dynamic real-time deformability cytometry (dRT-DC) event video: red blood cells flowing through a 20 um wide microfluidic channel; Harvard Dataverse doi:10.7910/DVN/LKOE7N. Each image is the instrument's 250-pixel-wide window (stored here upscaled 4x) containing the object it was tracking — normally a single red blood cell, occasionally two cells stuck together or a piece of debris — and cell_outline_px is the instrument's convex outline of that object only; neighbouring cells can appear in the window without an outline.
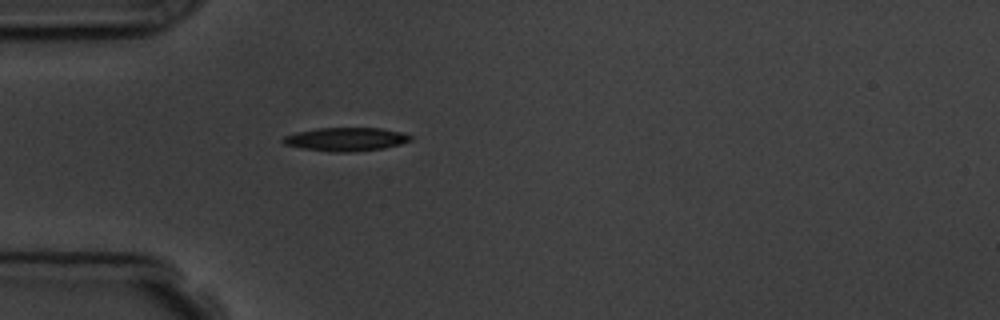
{"species": "common noctule bat (a hibernating species)", "species_latin": "Nyctalus noctula", "temperature_condition": "room temperature", "stored_images_in_passage": 1, "camera_frame_rate_fps": 3000, "um_per_image_px": 0.085, "animal": {"sex": "male", "body_mass_g": 19.5, "forearm_length_mm": 54.6}, "frame": {"image": 1, "passage_image": 1, "time_ms": 0.0, "image_size_px": [1000, 320], "cell_outline_px": [[412, 140], [400, 144], [384, 148], [348, 152], [332, 152], [300, 148], [284, 144], [280, 140], [284, 136], [296, 132], [320, 128], [380, 128], [400, 132], [412, 136]], "centroid_in_image_um": [29.37, 11.84], "position_along_channel_um": 55.6, "area_um2": 17.4}}